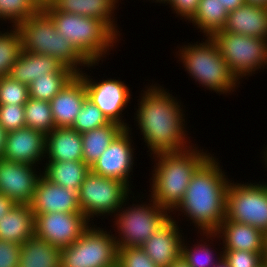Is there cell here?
Wrapping results in <instances>:
<instances>
[{
    "label": "cell",
    "instance_id": "32",
    "mask_svg": "<svg viewBox=\"0 0 267 267\" xmlns=\"http://www.w3.org/2000/svg\"><path fill=\"white\" fill-rule=\"evenodd\" d=\"M7 30L0 25V77L9 75L11 67L22 52V42L16 26H7Z\"/></svg>",
    "mask_w": 267,
    "mask_h": 267
},
{
    "label": "cell",
    "instance_id": "23",
    "mask_svg": "<svg viewBox=\"0 0 267 267\" xmlns=\"http://www.w3.org/2000/svg\"><path fill=\"white\" fill-rule=\"evenodd\" d=\"M57 72H74L55 57L38 55L22 50L19 58L11 67L9 76L15 81L29 85L45 74Z\"/></svg>",
    "mask_w": 267,
    "mask_h": 267
},
{
    "label": "cell",
    "instance_id": "48",
    "mask_svg": "<svg viewBox=\"0 0 267 267\" xmlns=\"http://www.w3.org/2000/svg\"><path fill=\"white\" fill-rule=\"evenodd\" d=\"M170 267H190L183 258H180L179 260L175 261L170 265Z\"/></svg>",
    "mask_w": 267,
    "mask_h": 267
},
{
    "label": "cell",
    "instance_id": "12",
    "mask_svg": "<svg viewBox=\"0 0 267 267\" xmlns=\"http://www.w3.org/2000/svg\"><path fill=\"white\" fill-rule=\"evenodd\" d=\"M95 66H99V63H89L85 67L86 69L84 68L77 74L84 82L87 98L101 110L110 122H116L122 127L128 128L131 122H128L124 114L128 111L126 109L129 108L128 104H131L132 96H134L132 89L125 83L126 81L120 80V77L108 78L105 76V79L104 77L99 80L95 79L97 77L92 76V69L98 70ZM87 70L90 74L87 73ZM124 111L125 113H123Z\"/></svg>",
    "mask_w": 267,
    "mask_h": 267
},
{
    "label": "cell",
    "instance_id": "18",
    "mask_svg": "<svg viewBox=\"0 0 267 267\" xmlns=\"http://www.w3.org/2000/svg\"><path fill=\"white\" fill-rule=\"evenodd\" d=\"M30 207L34 215L51 212L82 213L78 203V190L59 186L43 175L36 184Z\"/></svg>",
    "mask_w": 267,
    "mask_h": 267
},
{
    "label": "cell",
    "instance_id": "43",
    "mask_svg": "<svg viewBox=\"0 0 267 267\" xmlns=\"http://www.w3.org/2000/svg\"><path fill=\"white\" fill-rule=\"evenodd\" d=\"M219 2L225 7L228 12L235 10L245 4V0H219Z\"/></svg>",
    "mask_w": 267,
    "mask_h": 267
},
{
    "label": "cell",
    "instance_id": "7",
    "mask_svg": "<svg viewBox=\"0 0 267 267\" xmlns=\"http://www.w3.org/2000/svg\"><path fill=\"white\" fill-rule=\"evenodd\" d=\"M16 27L24 51L55 57L76 74L90 63L69 40L58 33L54 21L44 10H40Z\"/></svg>",
    "mask_w": 267,
    "mask_h": 267
},
{
    "label": "cell",
    "instance_id": "4",
    "mask_svg": "<svg viewBox=\"0 0 267 267\" xmlns=\"http://www.w3.org/2000/svg\"><path fill=\"white\" fill-rule=\"evenodd\" d=\"M203 37L201 42L198 39L194 43L191 41L186 44L185 41L182 45L178 44L174 48L177 63H181L189 78L199 85L197 87H204L219 96L235 94L242 85L232 75L215 40L211 36Z\"/></svg>",
    "mask_w": 267,
    "mask_h": 267
},
{
    "label": "cell",
    "instance_id": "17",
    "mask_svg": "<svg viewBox=\"0 0 267 267\" xmlns=\"http://www.w3.org/2000/svg\"><path fill=\"white\" fill-rule=\"evenodd\" d=\"M46 135L29 127L7 133L3 158L6 160L43 166Z\"/></svg>",
    "mask_w": 267,
    "mask_h": 267
},
{
    "label": "cell",
    "instance_id": "22",
    "mask_svg": "<svg viewBox=\"0 0 267 267\" xmlns=\"http://www.w3.org/2000/svg\"><path fill=\"white\" fill-rule=\"evenodd\" d=\"M217 32L237 33L267 40V8L245 3L228 13L223 29Z\"/></svg>",
    "mask_w": 267,
    "mask_h": 267
},
{
    "label": "cell",
    "instance_id": "25",
    "mask_svg": "<svg viewBox=\"0 0 267 267\" xmlns=\"http://www.w3.org/2000/svg\"><path fill=\"white\" fill-rule=\"evenodd\" d=\"M196 234L198 239H194L195 242L193 240L194 244L191 242L192 240H189L191 237L188 238L187 233L184 235L181 258L190 267H213L223 257V251H221L223 248L219 236L215 232H196ZM216 243H218L217 247L219 248L214 247Z\"/></svg>",
    "mask_w": 267,
    "mask_h": 267
},
{
    "label": "cell",
    "instance_id": "2",
    "mask_svg": "<svg viewBox=\"0 0 267 267\" xmlns=\"http://www.w3.org/2000/svg\"><path fill=\"white\" fill-rule=\"evenodd\" d=\"M213 153L193 174L184 198L171 213V218L178 223L179 216L185 217L184 220L181 217L182 221H188V226L195 228L190 232H216L226 218L227 188L231 178L221 165L222 160Z\"/></svg>",
    "mask_w": 267,
    "mask_h": 267
},
{
    "label": "cell",
    "instance_id": "39",
    "mask_svg": "<svg viewBox=\"0 0 267 267\" xmlns=\"http://www.w3.org/2000/svg\"><path fill=\"white\" fill-rule=\"evenodd\" d=\"M0 125L7 132L26 127L24 104L0 105Z\"/></svg>",
    "mask_w": 267,
    "mask_h": 267
},
{
    "label": "cell",
    "instance_id": "42",
    "mask_svg": "<svg viewBox=\"0 0 267 267\" xmlns=\"http://www.w3.org/2000/svg\"><path fill=\"white\" fill-rule=\"evenodd\" d=\"M15 203L7 196L0 194V218L7 214Z\"/></svg>",
    "mask_w": 267,
    "mask_h": 267
},
{
    "label": "cell",
    "instance_id": "37",
    "mask_svg": "<svg viewBox=\"0 0 267 267\" xmlns=\"http://www.w3.org/2000/svg\"><path fill=\"white\" fill-rule=\"evenodd\" d=\"M223 258L230 267H260L266 261V252L222 250Z\"/></svg>",
    "mask_w": 267,
    "mask_h": 267
},
{
    "label": "cell",
    "instance_id": "44",
    "mask_svg": "<svg viewBox=\"0 0 267 267\" xmlns=\"http://www.w3.org/2000/svg\"><path fill=\"white\" fill-rule=\"evenodd\" d=\"M7 131L0 125V159L3 158Z\"/></svg>",
    "mask_w": 267,
    "mask_h": 267
},
{
    "label": "cell",
    "instance_id": "6",
    "mask_svg": "<svg viewBox=\"0 0 267 267\" xmlns=\"http://www.w3.org/2000/svg\"><path fill=\"white\" fill-rule=\"evenodd\" d=\"M142 193L135 195L133 191V196L124 201L110 221L113 222L110 227L114 228L112 232H115L113 235L118 248L141 246L171 217L149 195L146 199Z\"/></svg>",
    "mask_w": 267,
    "mask_h": 267
},
{
    "label": "cell",
    "instance_id": "34",
    "mask_svg": "<svg viewBox=\"0 0 267 267\" xmlns=\"http://www.w3.org/2000/svg\"><path fill=\"white\" fill-rule=\"evenodd\" d=\"M39 11L32 0H0V24L3 22L8 23L7 26H17Z\"/></svg>",
    "mask_w": 267,
    "mask_h": 267
},
{
    "label": "cell",
    "instance_id": "5",
    "mask_svg": "<svg viewBox=\"0 0 267 267\" xmlns=\"http://www.w3.org/2000/svg\"><path fill=\"white\" fill-rule=\"evenodd\" d=\"M44 11L52 18L58 33L69 40L90 62H106L115 51L121 38L104 22L92 17L64 13L49 6ZM102 64H101V62Z\"/></svg>",
    "mask_w": 267,
    "mask_h": 267
},
{
    "label": "cell",
    "instance_id": "50",
    "mask_svg": "<svg viewBox=\"0 0 267 267\" xmlns=\"http://www.w3.org/2000/svg\"><path fill=\"white\" fill-rule=\"evenodd\" d=\"M144 1V0H143ZM168 0H146V1H144V2H150V3H157V4H161V5H164L166 2H167Z\"/></svg>",
    "mask_w": 267,
    "mask_h": 267
},
{
    "label": "cell",
    "instance_id": "51",
    "mask_svg": "<svg viewBox=\"0 0 267 267\" xmlns=\"http://www.w3.org/2000/svg\"><path fill=\"white\" fill-rule=\"evenodd\" d=\"M260 267H267V262L265 261V263L262 264Z\"/></svg>",
    "mask_w": 267,
    "mask_h": 267
},
{
    "label": "cell",
    "instance_id": "52",
    "mask_svg": "<svg viewBox=\"0 0 267 267\" xmlns=\"http://www.w3.org/2000/svg\"><path fill=\"white\" fill-rule=\"evenodd\" d=\"M266 262H267V243H266Z\"/></svg>",
    "mask_w": 267,
    "mask_h": 267
},
{
    "label": "cell",
    "instance_id": "31",
    "mask_svg": "<svg viewBox=\"0 0 267 267\" xmlns=\"http://www.w3.org/2000/svg\"><path fill=\"white\" fill-rule=\"evenodd\" d=\"M75 75V72L45 74L28 85L29 97L50 102Z\"/></svg>",
    "mask_w": 267,
    "mask_h": 267
},
{
    "label": "cell",
    "instance_id": "45",
    "mask_svg": "<svg viewBox=\"0 0 267 267\" xmlns=\"http://www.w3.org/2000/svg\"><path fill=\"white\" fill-rule=\"evenodd\" d=\"M40 10L52 6L56 0H32Z\"/></svg>",
    "mask_w": 267,
    "mask_h": 267
},
{
    "label": "cell",
    "instance_id": "3",
    "mask_svg": "<svg viewBox=\"0 0 267 267\" xmlns=\"http://www.w3.org/2000/svg\"><path fill=\"white\" fill-rule=\"evenodd\" d=\"M194 144L179 151L149 156L154 164L149 174V197L170 214L185 196L186 189L196 170L213 154ZM151 192V193H150Z\"/></svg>",
    "mask_w": 267,
    "mask_h": 267
},
{
    "label": "cell",
    "instance_id": "27",
    "mask_svg": "<svg viewBox=\"0 0 267 267\" xmlns=\"http://www.w3.org/2000/svg\"><path fill=\"white\" fill-rule=\"evenodd\" d=\"M42 175L49 181L69 190H78L90 172L84 161H45Z\"/></svg>",
    "mask_w": 267,
    "mask_h": 267
},
{
    "label": "cell",
    "instance_id": "15",
    "mask_svg": "<svg viewBox=\"0 0 267 267\" xmlns=\"http://www.w3.org/2000/svg\"><path fill=\"white\" fill-rule=\"evenodd\" d=\"M31 164L0 159V194L9 197L15 204H30L42 168Z\"/></svg>",
    "mask_w": 267,
    "mask_h": 267
},
{
    "label": "cell",
    "instance_id": "28",
    "mask_svg": "<svg viewBox=\"0 0 267 267\" xmlns=\"http://www.w3.org/2000/svg\"><path fill=\"white\" fill-rule=\"evenodd\" d=\"M18 267H61V249L34 236L21 245Z\"/></svg>",
    "mask_w": 267,
    "mask_h": 267
},
{
    "label": "cell",
    "instance_id": "16",
    "mask_svg": "<svg viewBox=\"0 0 267 267\" xmlns=\"http://www.w3.org/2000/svg\"><path fill=\"white\" fill-rule=\"evenodd\" d=\"M181 223L171 217L140 247L158 267H170L182 254L184 238ZM183 234V235H182Z\"/></svg>",
    "mask_w": 267,
    "mask_h": 267
},
{
    "label": "cell",
    "instance_id": "30",
    "mask_svg": "<svg viewBox=\"0 0 267 267\" xmlns=\"http://www.w3.org/2000/svg\"><path fill=\"white\" fill-rule=\"evenodd\" d=\"M228 13L219 0H200L196 13L187 23H192L193 30L196 28L202 36H212L223 29Z\"/></svg>",
    "mask_w": 267,
    "mask_h": 267
},
{
    "label": "cell",
    "instance_id": "24",
    "mask_svg": "<svg viewBox=\"0 0 267 267\" xmlns=\"http://www.w3.org/2000/svg\"><path fill=\"white\" fill-rule=\"evenodd\" d=\"M45 161H83L82 135L70 127L46 134Z\"/></svg>",
    "mask_w": 267,
    "mask_h": 267
},
{
    "label": "cell",
    "instance_id": "47",
    "mask_svg": "<svg viewBox=\"0 0 267 267\" xmlns=\"http://www.w3.org/2000/svg\"><path fill=\"white\" fill-rule=\"evenodd\" d=\"M246 4L263 6L267 8V0H245Z\"/></svg>",
    "mask_w": 267,
    "mask_h": 267
},
{
    "label": "cell",
    "instance_id": "1",
    "mask_svg": "<svg viewBox=\"0 0 267 267\" xmlns=\"http://www.w3.org/2000/svg\"><path fill=\"white\" fill-rule=\"evenodd\" d=\"M150 84L148 82V85L146 83L142 87L136 100L138 108H134L136 111L132 115L133 125L142 137L140 140L149 149L146 151L149 152L147 156L179 152L192 147L194 143L191 142L194 140L187 131L191 129L185 115L186 106L181 98L178 100L177 94L175 97L172 90L157 81L152 80Z\"/></svg>",
    "mask_w": 267,
    "mask_h": 267
},
{
    "label": "cell",
    "instance_id": "8",
    "mask_svg": "<svg viewBox=\"0 0 267 267\" xmlns=\"http://www.w3.org/2000/svg\"><path fill=\"white\" fill-rule=\"evenodd\" d=\"M237 81H242L267 69V40L243 34L215 32L211 36ZM262 70V71H261Z\"/></svg>",
    "mask_w": 267,
    "mask_h": 267
},
{
    "label": "cell",
    "instance_id": "14",
    "mask_svg": "<svg viewBox=\"0 0 267 267\" xmlns=\"http://www.w3.org/2000/svg\"><path fill=\"white\" fill-rule=\"evenodd\" d=\"M91 224L83 213L51 212L35 215V237L61 249L78 240Z\"/></svg>",
    "mask_w": 267,
    "mask_h": 267
},
{
    "label": "cell",
    "instance_id": "9",
    "mask_svg": "<svg viewBox=\"0 0 267 267\" xmlns=\"http://www.w3.org/2000/svg\"><path fill=\"white\" fill-rule=\"evenodd\" d=\"M95 223L73 244L61 248V267H117L118 247L113 232Z\"/></svg>",
    "mask_w": 267,
    "mask_h": 267
},
{
    "label": "cell",
    "instance_id": "46",
    "mask_svg": "<svg viewBox=\"0 0 267 267\" xmlns=\"http://www.w3.org/2000/svg\"><path fill=\"white\" fill-rule=\"evenodd\" d=\"M264 146H263V148L264 149H262V151L259 153V154H261V155H263L262 157H260V158H262L261 160H259L260 162H261V164L264 166V168L263 169H265L266 171H267V144L265 145V144H263ZM267 181V180H266Z\"/></svg>",
    "mask_w": 267,
    "mask_h": 267
},
{
    "label": "cell",
    "instance_id": "36",
    "mask_svg": "<svg viewBox=\"0 0 267 267\" xmlns=\"http://www.w3.org/2000/svg\"><path fill=\"white\" fill-rule=\"evenodd\" d=\"M28 98V85L15 81L9 75L0 77V105L25 104Z\"/></svg>",
    "mask_w": 267,
    "mask_h": 267
},
{
    "label": "cell",
    "instance_id": "26",
    "mask_svg": "<svg viewBox=\"0 0 267 267\" xmlns=\"http://www.w3.org/2000/svg\"><path fill=\"white\" fill-rule=\"evenodd\" d=\"M35 215L28 204H15L0 218V240L22 245L35 236Z\"/></svg>",
    "mask_w": 267,
    "mask_h": 267
},
{
    "label": "cell",
    "instance_id": "41",
    "mask_svg": "<svg viewBox=\"0 0 267 267\" xmlns=\"http://www.w3.org/2000/svg\"><path fill=\"white\" fill-rule=\"evenodd\" d=\"M21 245L0 240V267H18Z\"/></svg>",
    "mask_w": 267,
    "mask_h": 267
},
{
    "label": "cell",
    "instance_id": "49",
    "mask_svg": "<svg viewBox=\"0 0 267 267\" xmlns=\"http://www.w3.org/2000/svg\"><path fill=\"white\" fill-rule=\"evenodd\" d=\"M213 267H230L226 260L222 257Z\"/></svg>",
    "mask_w": 267,
    "mask_h": 267
},
{
    "label": "cell",
    "instance_id": "20",
    "mask_svg": "<svg viewBox=\"0 0 267 267\" xmlns=\"http://www.w3.org/2000/svg\"><path fill=\"white\" fill-rule=\"evenodd\" d=\"M87 98L83 80L76 74L51 100L55 127H71Z\"/></svg>",
    "mask_w": 267,
    "mask_h": 267
},
{
    "label": "cell",
    "instance_id": "35",
    "mask_svg": "<svg viewBox=\"0 0 267 267\" xmlns=\"http://www.w3.org/2000/svg\"><path fill=\"white\" fill-rule=\"evenodd\" d=\"M109 122L101 110L90 99L86 98L70 128L84 133L105 126Z\"/></svg>",
    "mask_w": 267,
    "mask_h": 267
},
{
    "label": "cell",
    "instance_id": "33",
    "mask_svg": "<svg viewBox=\"0 0 267 267\" xmlns=\"http://www.w3.org/2000/svg\"><path fill=\"white\" fill-rule=\"evenodd\" d=\"M26 127L43 132L45 135L55 128L50 102L28 98L24 104Z\"/></svg>",
    "mask_w": 267,
    "mask_h": 267
},
{
    "label": "cell",
    "instance_id": "29",
    "mask_svg": "<svg viewBox=\"0 0 267 267\" xmlns=\"http://www.w3.org/2000/svg\"><path fill=\"white\" fill-rule=\"evenodd\" d=\"M124 129L116 122L81 133L83 161L91 168L114 138Z\"/></svg>",
    "mask_w": 267,
    "mask_h": 267
},
{
    "label": "cell",
    "instance_id": "38",
    "mask_svg": "<svg viewBox=\"0 0 267 267\" xmlns=\"http://www.w3.org/2000/svg\"><path fill=\"white\" fill-rule=\"evenodd\" d=\"M117 267H158L140 247L118 248Z\"/></svg>",
    "mask_w": 267,
    "mask_h": 267
},
{
    "label": "cell",
    "instance_id": "13",
    "mask_svg": "<svg viewBox=\"0 0 267 267\" xmlns=\"http://www.w3.org/2000/svg\"><path fill=\"white\" fill-rule=\"evenodd\" d=\"M132 124L124 128L104 150L98 160L91 166V171L103 177L121 181L130 189H135L131 176L137 162L135 154V132H132ZM134 139V140H133ZM136 163V164H135ZM134 166V167H133ZM133 186V187H131Z\"/></svg>",
    "mask_w": 267,
    "mask_h": 267
},
{
    "label": "cell",
    "instance_id": "11",
    "mask_svg": "<svg viewBox=\"0 0 267 267\" xmlns=\"http://www.w3.org/2000/svg\"><path fill=\"white\" fill-rule=\"evenodd\" d=\"M233 180L227 188L226 218L251 225L267 235V182Z\"/></svg>",
    "mask_w": 267,
    "mask_h": 267
},
{
    "label": "cell",
    "instance_id": "19",
    "mask_svg": "<svg viewBox=\"0 0 267 267\" xmlns=\"http://www.w3.org/2000/svg\"><path fill=\"white\" fill-rule=\"evenodd\" d=\"M215 233L222 241L223 250L266 252L267 235L251 225L225 218Z\"/></svg>",
    "mask_w": 267,
    "mask_h": 267
},
{
    "label": "cell",
    "instance_id": "10",
    "mask_svg": "<svg viewBox=\"0 0 267 267\" xmlns=\"http://www.w3.org/2000/svg\"><path fill=\"white\" fill-rule=\"evenodd\" d=\"M132 193L121 181L90 170L78 191V203L81 212L94 224L95 220L112 218Z\"/></svg>",
    "mask_w": 267,
    "mask_h": 267
},
{
    "label": "cell",
    "instance_id": "40",
    "mask_svg": "<svg viewBox=\"0 0 267 267\" xmlns=\"http://www.w3.org/2000/svg\"><path fill=\"white\" fill-rule=\"evenodd\" d=\"M200 0H168L165 6H168L172 11L171 14H176L182 22L186 23L194 16L196 13Z\"/></svg>",
    "mask_w": 267,
    "mask_h": 267
},
{
    "label": "cell",
    "instance_id": "21",
    "mask_svg": "<svg viewBox=\"0 0 267 267\" xmlns=\"http://www.w3.org/2000/svg\"><path fill=\"white\" fill-rule=\"evenodd\" d=\"M120 0H56L52 5L56 10L92 17L104 21L120 38L122 29L117 23L116 11H119ZM117 23V24H116ZM121 32V33H120Z\"/></svg>",
    "mask_w": 267,
    "mask_h": 267
}]
</instances>
